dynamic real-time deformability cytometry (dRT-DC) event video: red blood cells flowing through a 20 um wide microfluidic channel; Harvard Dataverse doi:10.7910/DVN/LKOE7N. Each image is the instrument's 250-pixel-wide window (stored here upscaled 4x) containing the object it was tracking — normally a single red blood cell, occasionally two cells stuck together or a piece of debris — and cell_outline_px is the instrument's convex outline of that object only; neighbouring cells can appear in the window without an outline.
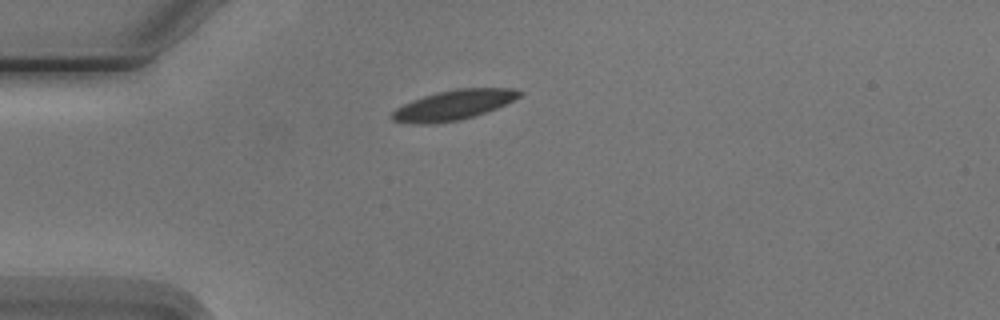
{"species": "Egyptian fruit bat (a non-hibernating species)", "species_latin": "Rousettus aegyptiacus", "temperature_condition": "cold", "stored_images_in_passage": 3, "camera_frame_rate_fps": 3000, "um_per_image_px": 0.085, "animal": {"sex": "male"}, "frame": {"image": 1, "passage_image": 1, "time_ms": 0.0, "image_size_px": [1000, 320], "cell_outline_px": [[524, 92], [520, 96], [496, 108], [460, 120], [420, 124], [392, 120], [392, 112], [396, 108], [412, 100], [436, 92], [456, 88], [512, 88]], "centroid_in_image_um": [38.55, 8.9], "position_along_channel_um": 46.4, "area_um2": 21.73}}
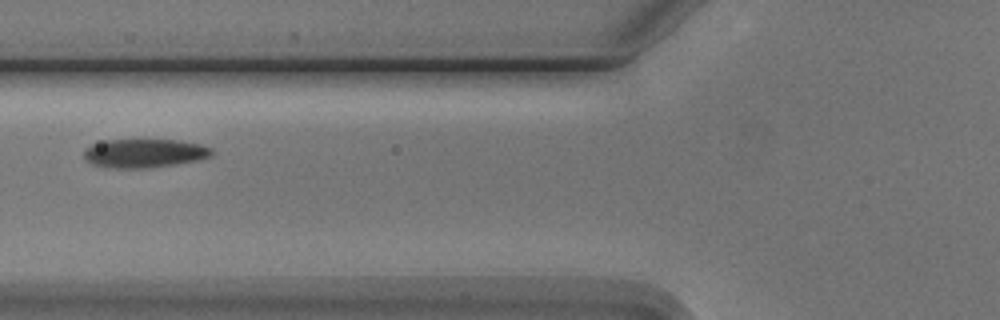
{"frame": {"image": 2, "passage_image": 3, "time_ms": 2.333, "image_size_px": [1000, 320], "cell_outline_px": [[216, 152], [212, 156], [200, 160], [176, 164], [148, 168], [104, 168], [92, 164], [84, 160], [84, 148], [92, 144], [104, 140], [176, 140], [200, 144], [212, 148]], "centroid_in_image_um": [12.27, 13.03], "position_along_channel_um": 113.5, "area_um2": 21.79}}